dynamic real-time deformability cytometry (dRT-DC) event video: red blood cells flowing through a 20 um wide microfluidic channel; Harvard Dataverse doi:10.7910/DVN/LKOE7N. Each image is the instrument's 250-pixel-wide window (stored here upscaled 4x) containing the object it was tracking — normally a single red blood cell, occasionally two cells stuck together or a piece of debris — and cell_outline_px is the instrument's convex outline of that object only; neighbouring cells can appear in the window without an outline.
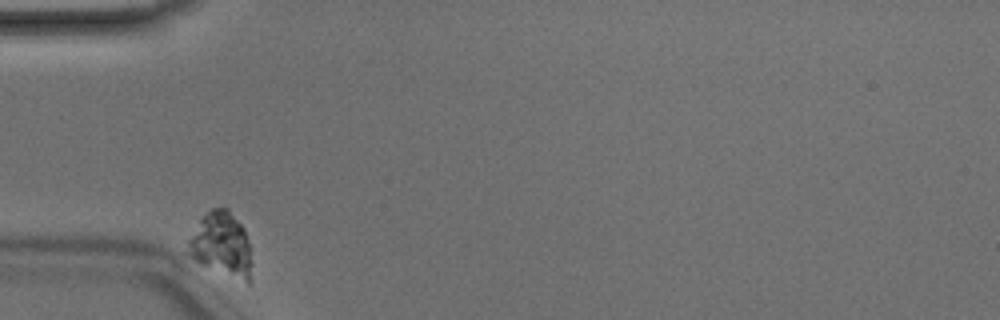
{"species": "Egyptian fruit bat (a non-hibernating species)", "species_latin": "Rousettus aegyptiacus", "temperature_condition": "room temperature", "stored_images_in_passage": 32, "camera_frame_rate_fps": 3000, "um_per_image_px": 0.085, "animal": {"sex": "male"}, "frame": {"image": 1, "passage_image": 1, "time_ms": 0.0, "image_size_px": [1000, 320], "cell_outline_px": [[252, 284], [248, 288], [200, 264], [188, 256], [184, 252], [188, 240], [200, 220], [212, 208], [228, 208], [244, 228], [252, 248]], "centroid_in_image_um": [18.9, 20.93], "position_along_channel_um": 66.1, "area_um2": 25.26}}
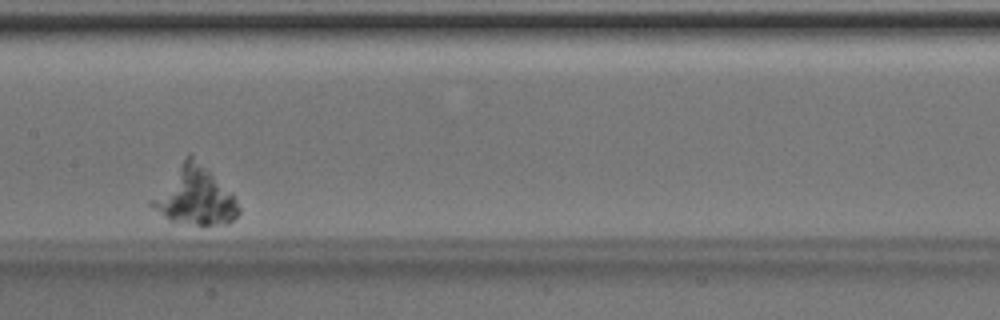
{"frame": {"image": 2, "passage_image": 14, "time_ms": 4.333, "image_size_px": [1000, 320], "cell_outline_px": [[240, 212], [228, 224], [196, 224], [168, 220], [148, 204], [148, 200], [188, 152], [232, 192], [240, 208]], "centroid_in_image_um": [16.53, 16.66], "position_along_channel_um": 190.9, "area_um2": 29.13}}
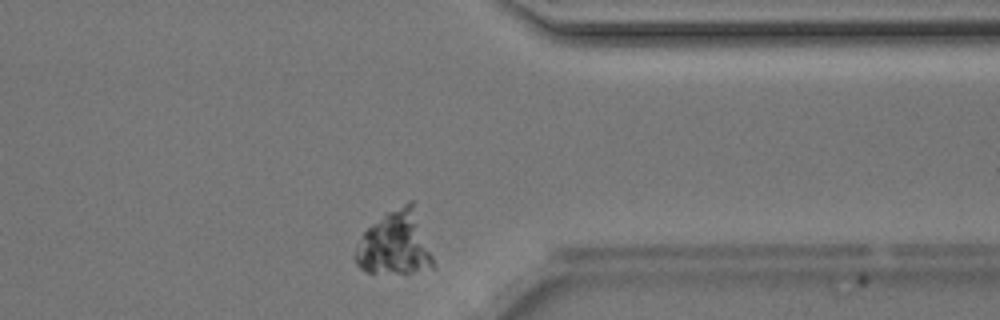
{"frame": {"image": 3, "passage_image": 31, "time_ms": 10.0, "image_size_px": [1000, 320], "cell_outline_px": [[436, 264], [432, 268], [412, 272], [368, 272], [360, 268], [356, 264], [352, 256], [356, 244], [360, 236], [372, 224], [388, 212], [408, 200], [412, 200]], "centroid_in_image_um": [33.56, 20.7], "position_along_channel_um": 377.8, "area_um2": 28.9}}